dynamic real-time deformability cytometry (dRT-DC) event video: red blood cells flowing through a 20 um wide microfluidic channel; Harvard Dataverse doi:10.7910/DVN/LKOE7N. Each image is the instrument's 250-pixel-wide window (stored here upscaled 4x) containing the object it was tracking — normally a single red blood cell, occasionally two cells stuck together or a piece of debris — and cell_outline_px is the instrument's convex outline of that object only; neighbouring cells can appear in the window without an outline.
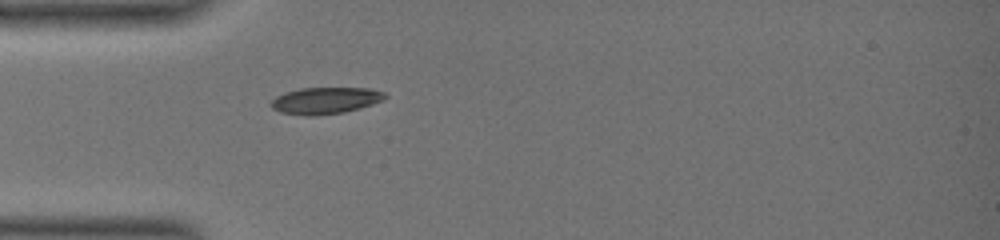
{"species": "common noctule bat (a hibernating species)", "species_latin": "Nyctalus noctula", "temperature_condition": "warm", "stored_images_in_passage": 38, "camera_frame_rate_fps": 3000, "um_per_image_px": 0.085, "animal": {"sex": "female", "body_mass_g": 19.0, "forearm_length_mm": 51.5}, "frame": {"image": 1, "passage_image": 1, "time_ms": 0.0, "image_size_px": [1000, 240], "cell_outline_px": [[388, 96], [384, 100], [372, 104], [344, 112], [312, 116], [304, 116], [280, 112], [272, 108], [268, 104], [276, 96], [284, 92], [300, 88], [372, 88], [384, 92]], "centroid_in_image_um": [27.64, 8.54], "position_along_channel_um": 57.4, "area_um2": 17.86}}
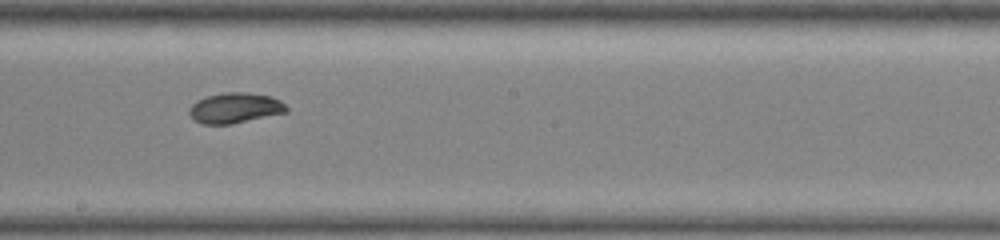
{"frame": {"image": 2, "passage_image": 16, "time_ms": 5.0, "image_size_px": [1000, 240], "cell_outline_px": [[288, 112], [232, 124], [200, 124], [188, 112], [188, 108], [196, 100], [208, 96], [224, 92], [248, 92], [272, 96], [280, 100], [288, 108]], "centroid_in_image_um": [19.99, 9.17], "position_along_channel_um": 228.2, "area_um2": 17.34}}
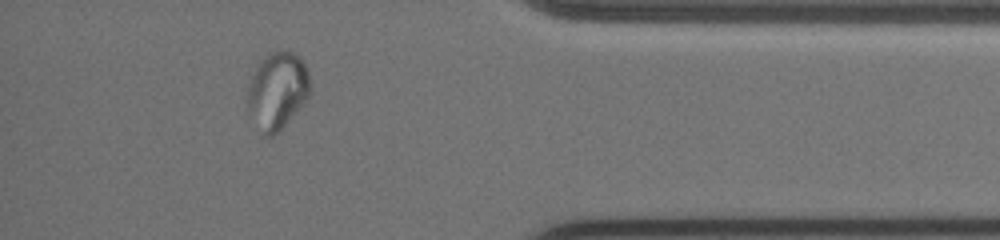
{"frame": {"image": 3, "passage_image": 33, "time_ms": 10.667, "image_size_px": [1000, 240], "cell_outline_px": [[308, 96], [288, 120], [272, 136], [264, 136], [248, 112], [248, 88], [252, 76], [260, 60], [268, 52], [276, 48], [280, 48], [292, 52], [300, 56], [304, 60], [308, 72]], "centroid_in_image_um": [23.55, 7.62], "position_along_channel_um": 411.6, "area_um2": 27.74}, "authors_computed_cell_mechanics": {"area_um2": 17.4556, "velocity_mm_per_s": 3.5146, "shape_relaxation_time_tau1_ms": 7.3864, "shape_relaxation_time_tau2_ms": null, "deformation_change_tau1": 0.2175, "deformation_change_tau2": null}}